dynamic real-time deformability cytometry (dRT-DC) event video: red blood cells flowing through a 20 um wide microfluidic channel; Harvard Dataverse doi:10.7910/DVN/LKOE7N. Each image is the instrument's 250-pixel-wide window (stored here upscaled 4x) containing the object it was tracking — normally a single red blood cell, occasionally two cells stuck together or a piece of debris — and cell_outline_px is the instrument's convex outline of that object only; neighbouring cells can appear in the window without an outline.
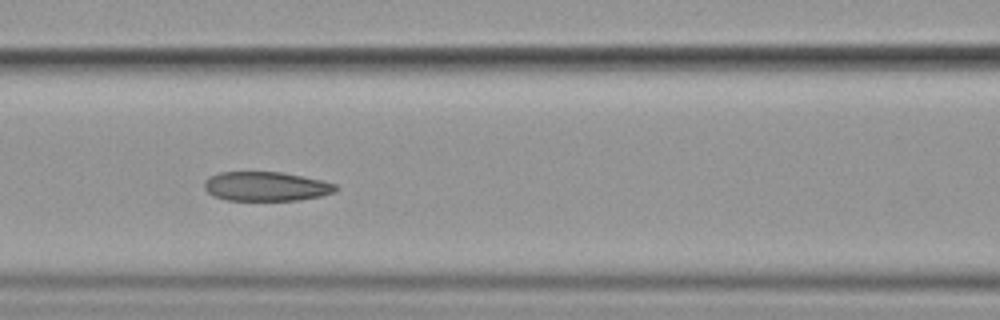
{"species": "common noctule bat (a hibernating species)", "species_latin": "Nyctalus noctula", "temperature_condition": "cold", "stored_images_in_passage": 16, "camera_frame_rate_fps": 3000, "um_per_image_px": 0.085, "animal": {"sex": "female", "body_mass_g": 19.9}, "frame": {"image": 1, "passage_image": 7, "time_ms": 7.667, "image_size_px": [1000, 320], "cell_outline_px": [[340, 188], [336, 192], [320, 196], [300, 200], [228, 200], [212, 196], [204, 188], [204, 180], [208, 176], [220, 172], [284, 172], [320, 180], [336, 184]], "centroid_in_image_um": [22.61, 15.84], "position_along_channel_um": 144.0, "area_um2": 22.6}}
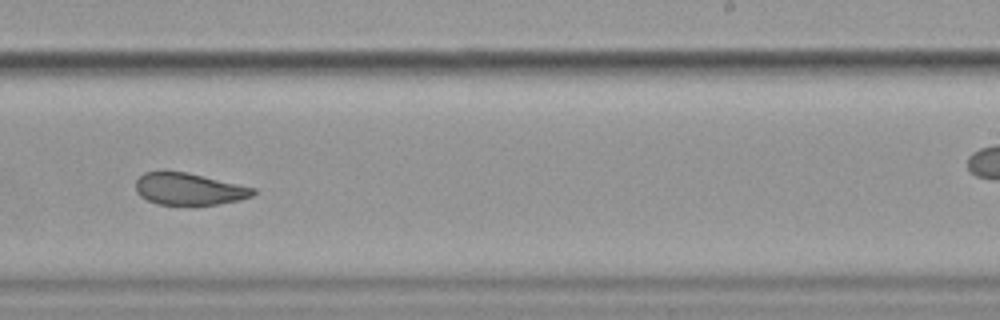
{"frame": {"image": 2, "passage_image": 10, "time_ms": 11.333, "image_size_px": [1000, 320], "cell_outline_px": [[256, 192], [252, 196], [240, 200], [192, 208], [156, 204], [140, 196], [136, 192], [136, 180], [144, 172], [164, 168], [188, 172], [256, 188]], "centroid_in_image_um": [16.02, 16.07], "position_along_channel_um": 273.0, "area_um2": 23.18}}
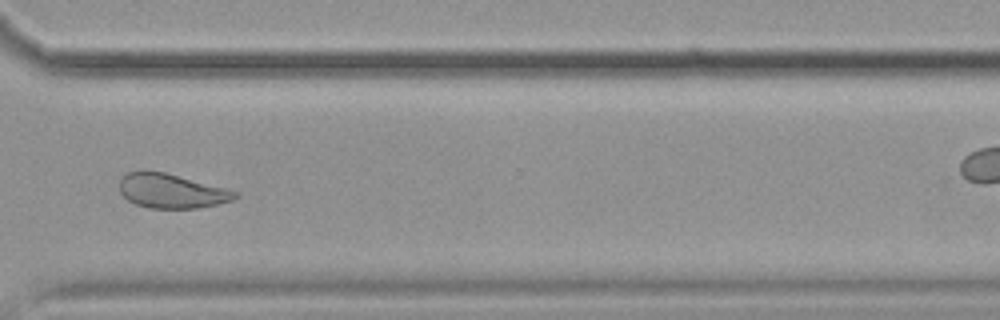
{"frame": {"image": 3, "passage_image": 12, "time_ms": 13.667, "image_size_px": [1000, 320], "cell_outline_px": [[240, 196], [232, 200], [216, 204], [196, 208], [148, 208], [136, 204], [128, 200], [120, 192], [120, 176], [128, 172], [164, 172], [240, 192]], "centroid_in_image_um": [14.58, 16.24], "position_along_channel_um": 356.0, "area_um2": 22.83}, "authors_computed_cell_mechanics": {"area_um2": 24.7095, "velocity_mm_per_s": 3.5355, "shape_relaxation_time_tau1_ms": 5.0252, "shape_relaxation_time_tau2_ms": 3.5246, "deformation_change_tau1": 0.1207, "deformation_change_tau2": 0.0851}}